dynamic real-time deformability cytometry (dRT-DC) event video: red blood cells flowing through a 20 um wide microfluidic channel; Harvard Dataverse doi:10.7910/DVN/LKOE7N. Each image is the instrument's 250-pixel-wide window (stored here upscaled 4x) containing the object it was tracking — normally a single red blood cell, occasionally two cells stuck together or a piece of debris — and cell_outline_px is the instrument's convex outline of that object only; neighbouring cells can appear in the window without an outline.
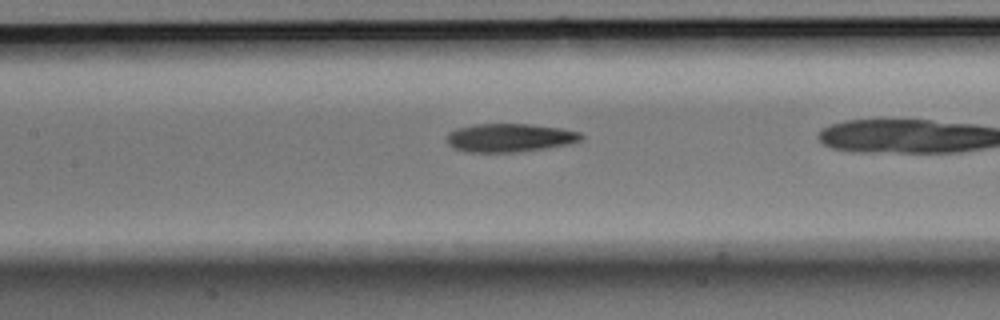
{"species": "Egyptian fruit bat (a non-hibernating species)", "species_latin": "Rousettus aegyptiacus", "temperature_condition": "room temperature", "stored_images_in_passage": 35, "camera_frame_rate_fps": 3000, "um_per_image_px": 0.085, "animal": {"sex": "male"}, "frame": {"image": 1, "passage_image": 18, "time_ms": 5.667, "image_size_px": [1000, 320], "cell_outline_px": [[584, 140], [568, 144], [548, 148], [520, 152], [464, 152], [452, 148], [448, 144], [448, 132], [456, 128], [476, 124], [528, 124], [560, 128], [580, 132], [584, 136]], "centroid_in_image_um": [43.33, 11.72], "position_along_channel_um": 164.1, "area_um2": 22.48}}
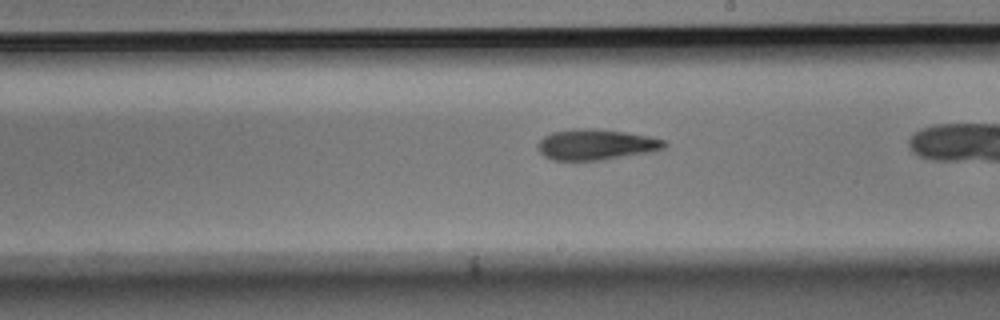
{"frame": {"image": 2, "passage_image": 24, "time_ms": 7.667, "image_size_px": [1000, 320], "cell_outline_px": [[668, 144], [664, 148], [652, 152], [600, 160], [552, 160], [544, 156], [540, 152], [536, 144], [544, 136], [552, 132], [580, 128], [596, 128], [652, 136], [664, 140]], "centroid_in_image_um": [50.68, 12.28], "position_along_channel_um": 238.3, "area_um2": 22.77}}
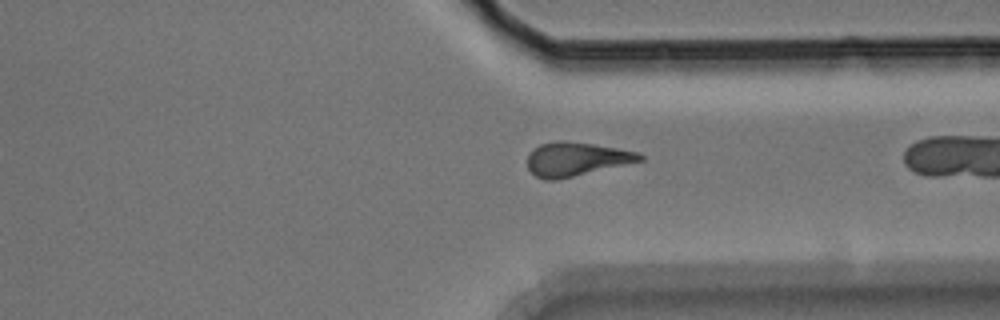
{"frame": {"image": 3, "passage_image": 34, "time_ms": 11.0, "image_size_px": [1000, 320], "cell_outline_px": [[644, 160], [556, 180], [544, 180], [536, 176], [528, 168], [528, 156], [540, 144], [556, 140], [564, 140], [592, 144], [616, 148], [636, 152], [644, 156]], "centroid_in_image_um": [48.96, 13.52], "position_along_channel_um": 362.4, "area_um2": 21.79}}